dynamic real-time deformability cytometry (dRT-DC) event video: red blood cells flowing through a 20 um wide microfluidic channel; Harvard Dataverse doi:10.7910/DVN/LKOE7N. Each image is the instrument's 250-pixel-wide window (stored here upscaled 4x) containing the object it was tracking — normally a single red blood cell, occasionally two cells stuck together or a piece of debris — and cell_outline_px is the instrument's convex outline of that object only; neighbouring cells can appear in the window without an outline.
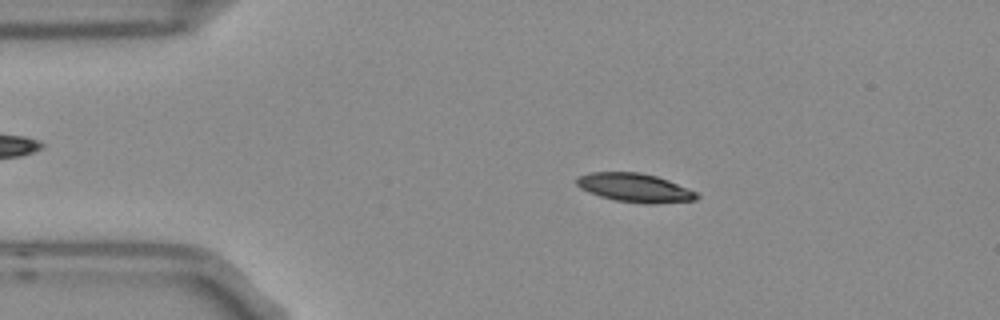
{"species": "Egyptian fruit bat (a non-hibernating species)", "species_latin": "Rousettus aegyptiacus", "temperature_condition": "room temperature", "stored_images_in_passage": 4, "camera_frame_rate_fps": 3000, "um_per_image_px": 0.085, "frame": {"image": 1, "passage_image": 2, "time_ms": 0.333, "image_size_px": [1000, 320], "cell_outline_px": [[700, 196], [696, 200], [656, 204], [644, 204], [616, 200], [600, 196], [588, 192], [580, 188], [576, 184], [576, 176], [588, 172], [640, 172], [656, 176], [668, 180], [696, 192]], "centroid_in_image_um": [53.93, 15.96], "position_along_channel_um": 31.1, "area_um2": 20.23}}
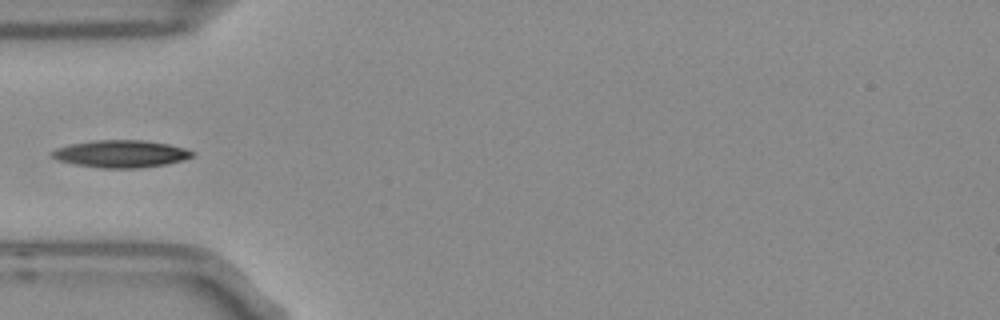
{"frame": {"image": 2, "passage_image": 4, "time_ms": 1.0, "image_size_px": [1000, 320], "cell_outline_px": [[196, 152], [192, 156], [184, 160], [164, 164], [140, 168], [100, 168], [76, 164], [60, 160], [52, 156], [52, 152], [56, 148], [72, 144], [96, 140], [144, 140], [168, 144], [184, 148]], "centroid_in_image_um": [10.32, 13.07], "position_along_channel_um": 74.7, "area_um2": 22.08}}